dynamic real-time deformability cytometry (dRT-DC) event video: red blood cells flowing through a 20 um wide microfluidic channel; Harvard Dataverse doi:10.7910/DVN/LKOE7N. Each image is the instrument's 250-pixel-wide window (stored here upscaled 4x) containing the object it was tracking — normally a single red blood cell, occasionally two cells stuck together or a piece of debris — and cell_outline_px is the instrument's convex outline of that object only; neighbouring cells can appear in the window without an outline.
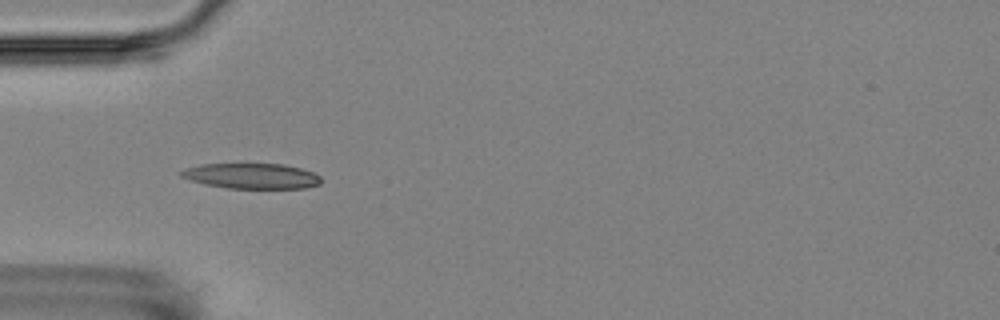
{"species": "Egyptian fruit bat (a non-hibernating species)", "species_latin": "Rousettus aegyptiacus", "temperature_condition": "room temperature", "stored_images_in_passage": 6, "camera_frame_rate_fps": 3000, "um_per_image_px": 0.085, "animal": {"sex": "female"}, "frame": {"image": 1, "passage_image": 5, "time_ms": 4.667, "image_size_px": [1000, 320], "cell_outline_px": [[320, 184], [304, 188], [228, 188], [204, 184], [180, 176], [180, 172], [188, 168], [200, 164], [284, 164], [300, 168], [312, 172], [320, 176]], "centroid_in_image_um": [21.4, 14.96], "position_along_channel_um": 63.6, "area_um2": 20.46}}